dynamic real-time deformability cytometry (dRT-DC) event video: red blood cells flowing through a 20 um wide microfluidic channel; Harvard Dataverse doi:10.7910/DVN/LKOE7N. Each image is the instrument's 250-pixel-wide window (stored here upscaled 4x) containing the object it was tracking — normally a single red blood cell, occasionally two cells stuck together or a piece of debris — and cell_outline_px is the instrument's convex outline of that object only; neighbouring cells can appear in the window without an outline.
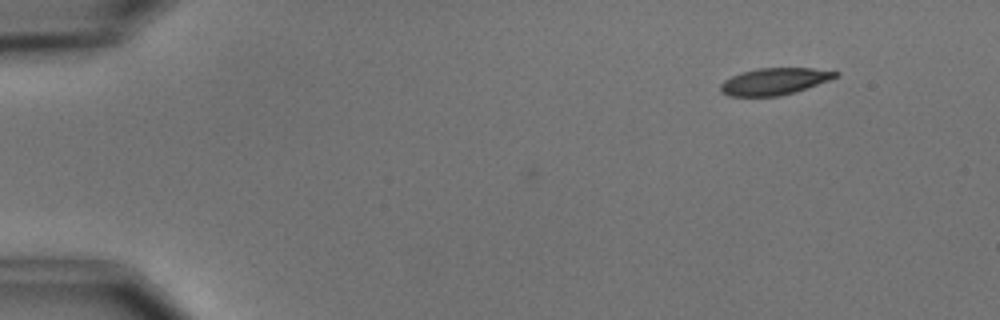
{"species": "common noctule bat (a hibernating species)", "species_latin": "Nyctalus noctula", "temperature_condition": "cold", "stored_images_in_passage": 3, "camera_frame_rate_fps": 3000, "um_per_image_px": 0.085, "animal": {"sex": "male", "body_mass_g": 15.6}, "frame": {"image": 1, "passage_image": 1, "time_ms": 0.0, "image_size_px": [1000, 320], "cell_outline_px": [[840, 76], [780, 96], [728, 96], [720, 92], [720, 84], [724, 80], [740, 72], [756, 68], [812, 68], [840, 72]], "centroid_in_image_um": [65.78, 6.91], "position_along_channel_um": 19.2, "area_um2": 17.86}}